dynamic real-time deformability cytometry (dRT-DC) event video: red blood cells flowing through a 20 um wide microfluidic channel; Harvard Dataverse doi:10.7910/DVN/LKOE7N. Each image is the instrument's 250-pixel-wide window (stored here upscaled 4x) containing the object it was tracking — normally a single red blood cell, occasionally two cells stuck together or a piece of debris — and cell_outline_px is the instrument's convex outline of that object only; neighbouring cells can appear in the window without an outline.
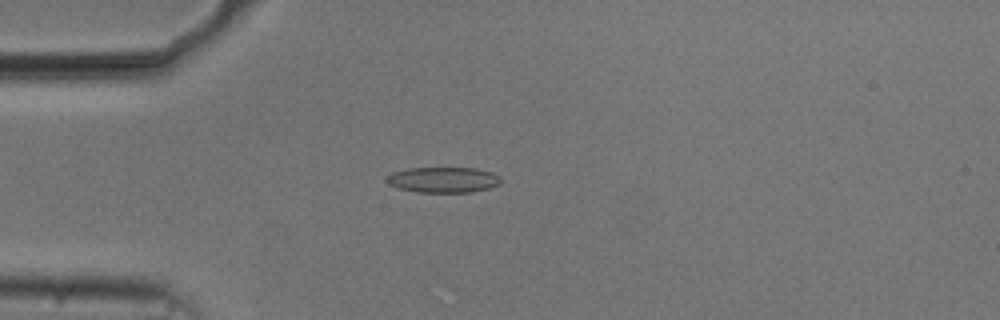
{"species": "common noctule bat (a hibernating species)", "species_latin": "Nyctalus noctula", "temperature_condition": "cold", "stored_images_in_passage": 40, "camera_frame_rate_fps": 3000, "um_per_image_px": 0.085, "animal": {"sex": "male", "body_mass_g": 20.5, "forearm_length_mm": 52.5}, "frame": {"image": 1, "passage_image": 1, "time_ms": 0.0, "image_size_px": [1000, 320], "cell_outline_px": [[500, 184], [488, 188], [472, 192], [416, 192], [400, 188], [388, 184], [384, 180], [392, 172], [408, 168], [476, 168], [492, 172], [500, 176]], "centroid_in_image_um": [37.67, 15.28], "position_along_channel_um": 47.3, "area_um2": 17.05}}
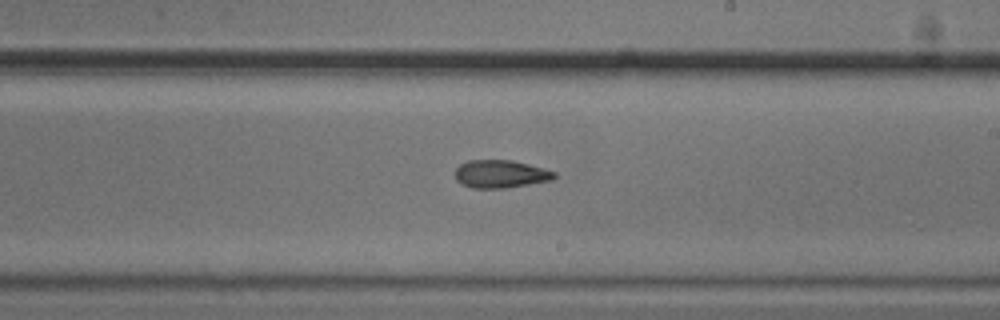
{"frame": {"image": 2, "passage_image": 18, "time_ms": 5.667, "image_size_px": [1000, 320], "cell_outline_px": [[556, 176], [552, 180], [504, 188], [472, 188], [456, 180], [456, 168], [460, 164], [468, 160], [512, 160], [528, 164], [556, 172]], "centroid_in_image_um": [42.54, 14.78], "position_along_channel_um": 246.5, "area_um2": 15.95}}
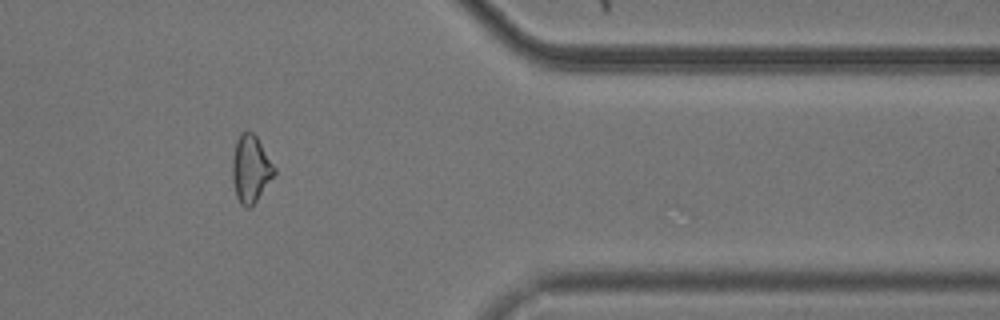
{"frame": {"image": 3, "passage_image": 31, "time_ms": 10.0, "image_size_px": [1000, 320], "cell_outline_px": [[276, 172], [256, 200], [248, 208], [244, 208], [240, 204], [236, 196], [232, 180], [232, 156], [236, 140], [240, 132], [252, 132], [256, 136], [276, 168]], "centroid_in_image_um": [21.28, 14.34], "position_along_channel_um": 390.1, "area_um2": 16.36}, "authors_computed_cell_mechanics": {"area_um2": 16.4152, "velocity_mm_per_s": 3.7558, "shape_relaxation_time_tau1_ms": 6.5162, "shape_relaxation_time_tau2_ms": 3.2834, "deformation_change_tau1": 0.1561, "deformation_change_tau2": 0.0861}}